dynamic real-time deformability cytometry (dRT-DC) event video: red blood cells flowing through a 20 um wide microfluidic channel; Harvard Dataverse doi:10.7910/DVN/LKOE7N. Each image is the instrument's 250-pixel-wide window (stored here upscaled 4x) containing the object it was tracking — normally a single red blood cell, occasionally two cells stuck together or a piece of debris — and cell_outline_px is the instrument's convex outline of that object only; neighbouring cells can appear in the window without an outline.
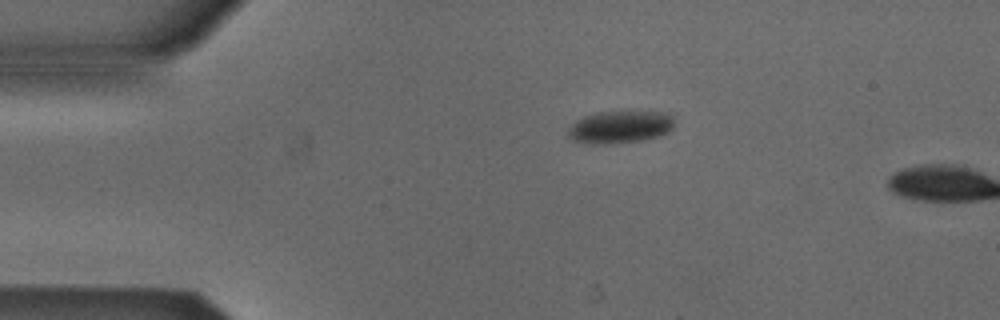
{"species": "Egyptian fruit bat (a non-hibernating species)", "species_latin": "Rousettus aegyptiacus", "temperature_condition": "cold", "stored_images_in_passage": 2, "camera_frame_rate_fps": 3000, "um_per_image_px": 0.085, "animal": {"sex": "male"}, "frame": {"image": 1, "passage_image": 1, "time_ms": 0.0, "image_size_px": [1000, 320], "cell_outline_px": [[672, 128], [668, 132], [660, 136], [640, 140], [600, 144], [572, 140], [568, 136], [568, 132], [572, 124], [576, 120], [584, 116], [600, 112], [668, 112], [672, 116]], "centroid_in_image_um": [52.71, 10.78], "position_along_channel_um": 32.3, "area_um2": 19.65}}